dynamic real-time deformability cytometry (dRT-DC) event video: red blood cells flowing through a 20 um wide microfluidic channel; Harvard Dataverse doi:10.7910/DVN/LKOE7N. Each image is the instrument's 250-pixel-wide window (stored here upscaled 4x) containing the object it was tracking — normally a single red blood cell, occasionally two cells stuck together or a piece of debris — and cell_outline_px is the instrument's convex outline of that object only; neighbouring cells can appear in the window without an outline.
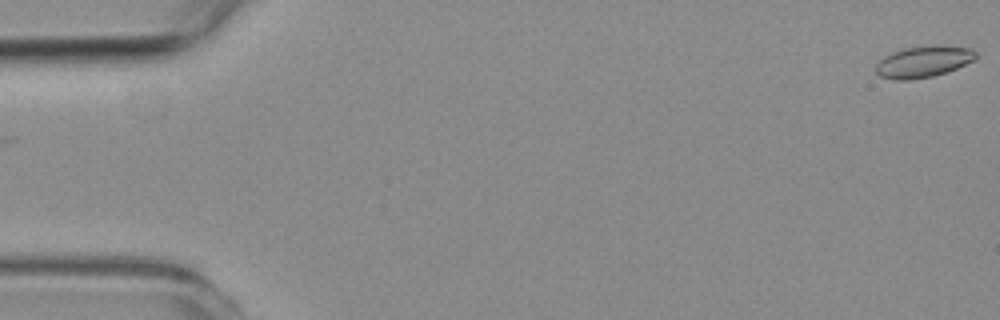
{"species": "common noctule bat (a hibernating species)", "species_latin": "Nyctalus noctula", "temperature_condition": "room temperature", "stored_images_in_passage": 34, "camera_frame_rate_fps": 3000, "um_per_image_px": 0.085, "animal": {"sex": "female", "body_mass_g": 19.3, "forearm_length_mm": 54.1}, "frame": {"image": 1, "passage_image": 1, "time_ms": 0.0, "image_size_px": [1000, 320], "cell_outline_px": [[976, 56], [972, 60], [948, 72], [932, 76], [912, 80], [896, 80], [880, 76], [876, 72], [876, 64], [884, 56], [892, 52], [904, 48], [972, 48], [976, 52]], "centroid_in_image_um": [78.41, 5.3], "position_along_channel_um": 6.6, "area_um2": 17.4}}
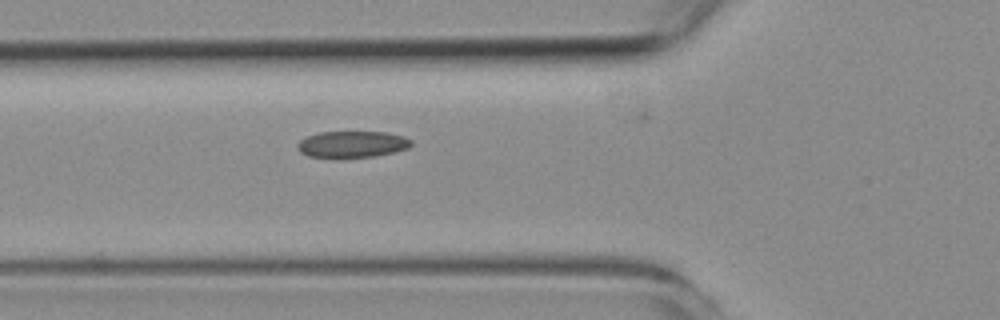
{"frame": {"image": 2, "passage_image": 20, "time_ms": 6.333, "image_size_px": [1000, 320], "cell_outline_px": [[412, 144], [408, 148], [376, 156], [340, 160], [332, 160], [308, 156], [300, 152], [296, 144], [300, 140], [308, 136], [320, 132], [384, 132], [404, 136], [412, 140]], "centroid_in_image_um": [29.89, 12.31], "position_along_channel_um": 95.9, "area_um2": 18.21}}
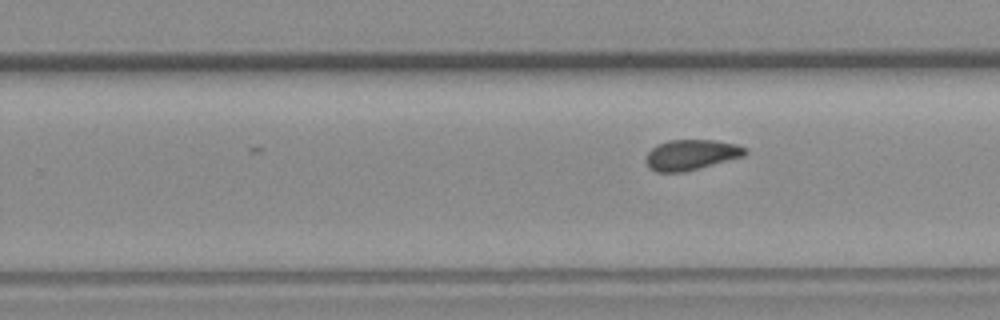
{"frame": {"image": 3, "passage_image": 34, "time_ms": 11.0, "image_size_px": [1000, 320], "cell_outline_px": [[748, 152], [744, 156], [700, 168], [684, 172], [656, 172], [648, 168], [644, 160], [648, 152], [652, 148], [668, 140], [712, 140], [736, 144], [744, 148]], "centroid_in_image_um": [58.71, 13.17], "position_along_channel_um": 271.1, "area_um2": 17.57}}